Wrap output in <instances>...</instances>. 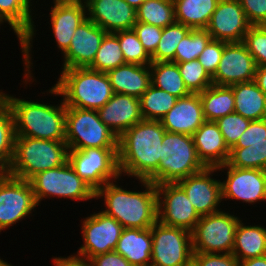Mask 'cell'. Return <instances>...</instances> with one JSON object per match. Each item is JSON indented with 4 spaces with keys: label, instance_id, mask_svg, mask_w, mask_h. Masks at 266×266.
<instances>
[{
    "label": "cell",
    "instance_id": "cell-41",
    "mask_svg": "<svg viewBox=\"0 0 266 266\" xmlns=\"http://www.w3.org/2000/svg\"><path fill=\"white\" fill-rule=\"evenodd\" d=\"M177 65L190 93L199 94L213 84L212 77L198 60L181 62Z\"/></svg>",
    "mask_w": 266,
    "mask_h": 266
},
{
    "label": "cell",
    "instance_id": "cell-39",
    "mask_svg": "<svg viewBox=\"0 0 266 266\" xmlns=\"http://www.w3.org/2000/svg\"><path fill=\"white\" fill-rule=\"evenodd\" d=\"M211 39L212 37L206 29H191L176 47L172 62L197 60Z\"/></svg>",
    "mask_w": 266,
    "mask_h": 266
},
{
    "label": "cell",
    "instance_id": "cell-58",
    "mask_svg": "<svg viewBox=\"0 0 266 266\" xmlns=\"http://www.w3.org/2000/svg\"><path fill=\"white\" fill-rule=\"evenodd\" d=\"M2 90H0V100L2 99Z\"/></svg>",
    "mask_w": 266,
    "mask_h": 266
},
{
    "label": "cell",
    "instance_id": "cell-35",
    "mask_svg": "<svg viewBox=\"0 0 266 266\" xmlns=\"http://www.w3.org/2000/svg\"><path fill=\"white\" fill-rule=\"evenodd\" d=\"M14 119L9 105L0 100V170L7 172L14 155Z\"/></svg>",
    "mask_w": 266,
    "mask_h": 266
},
{
    "label": "cell",
    "instance_id": "cell-49",
    "mask_svg": "<svg viewBox=\"0 0 266 266\" xmlns=\"http://www.w3.org/2000/svg\"><path fill=\"white\" fill-rule=\"evenodd\" d=\"M89 260L92 266H132L129 261L115 250L96 255Z\"/></svg>",
    "mask_w": 266,
    "mask_h": 266
},
{
    "label": "cell",
    "instance_id": "cell-16",
    "mask_svg": "<svg viewBox=\"0 0 266 266\" xmlns=\"http://www.w3.org/2000/svg\"><path fill=\"white\" fill-rule=\"evenodd\" d=\"M81 231L84 244L79 247L76 255L90 259L96 255L114 251L123 226L113 217L98 211L85 217Z\"/></svg>",
    "mask_w": 266,
    "mask_h": 266
},
{
    "label": "cell",
    "instance_id": "cell-51",
    "mask_svg": "<svg viewBox=\"0 0 266 266\" xmlns=\"http://www.w3.org/2000/svg\"><path fill=\"white\" fill-rule=\"evenodd\" d=\"M254 81L257 83L258 87L266 95V66H258L256 68V74Z\"/></svg>",
    "mask_w": 266,
    "mask_h": 266
},
{
    "label": "cell",
    "instance_id": "cell-33",
    "mask_svg": "<svg viewBox=\"0 0 266 266\" xmlns=\"http://www.w3.org/2000/svg\"><path fill=\"white\" fill-rule=\"evenodd\" d=\"M139 99L143 119L160 121L178 98L151 84Z\"/></svg>",
    "mask_w": 266,
    "mask_h": 266
},
{
    "label": "cell",
    "instance_id": "cell-34",
    "mask_svg": "<svg viewBox=\"0 0 266 266\" xmlns=\"http://www.w3.org/2000/svg\"><path fill=\"white\" fill-rule=\"evenodd\" d=\"M236 168L263 170L266 165V142L236 143L227 162Z\"/></svg>",
    "mask_w": 266,
    "mask_h": 266
},
{
    "label": "cell",
    "instance_id": "cell-25",
    "mask_svg": "<svg viewBox=\"0 0 266 266\" xmlns=\"http://www.w3.org/2000/svg\"><path fill=\"white\" fill-rule=\"evenodd\" d=\"M197 156L205 167H219L228 162L230 149L215 121H205L192 135Z\"/></svg>",
    "mask_w": 266,
    "mask_h": 266
},
{
    "label": "cell",
    "instance_id": "cell-13",
    "mask_svg": "<svg viewBox=\"0 0 266 266\" xmlns=\"http://www.w3.org/2000/svg\"><path fill=\"white\" fill-rule=\"evenodd\" d=\"M32 7L29 8L22 0H0V25L7 23L15 33L22 53L24 67L23 83L27 86L32 84L34 79L32 63V45L36 35V25L34 24ZM32 72V73H31ZM32 82V83H30Z\"/></svg>",
    "mask_w": 266,
    "mask_h": 266
},
{
    "label": "cell",
    "instance_id": "cell-9",
    "mask_svg": "<svg viewBox=\"0 0 266 266\" xmlns=\"http://www.w3.org/2000/svg\"><path fill=\"white\" fill-rule=\"evenodd\" d=\"M220 210L201 216L192 233L193 253H232L240 217Z\"/></svg>",
    "mask_w": 266,
    "mask_h": 266
},
{
    "label": "cell",
    "instance_id": "cell-56",
    "mask_svg": "<svg viewBox=\"0 0 266 266\" xmlns=\"http://www.w3.org/2000/svg\"><path fill=\"white\" fill-rule=\"evenodd\" d=\"M29 8L34 5L32 4L33 2H31L32 0H22Z\"/></svg>",
    "mask_w": 266,
    "mask_h": 266
},
{
    "label": "cell",
    "instance_id": "cell-20",
    "mask_svg": "<svg viewBox=\"0 0 266 266\" xmlns=\"http://www.w3.org/2000/svg\"><path fill=\"white\" fill-rule=\"evenodd\" d=\"M106 34L105 30L86 18L76 29L68 50L63 54L61 68L89 67Z\"/></svg>",
    "mask_w": 266,
    "mask_h": 266
},
{
    "label": "cell",
    "instance_id": "cell-30",
    "mask_svg": "<svg viewBox=\"0 0 266 266\" xmlns=\"http://www.w3.org/2000/svg\"><path fill=\"white\" fill-rule=\"evenodd\" d=\"M219 0H173L175 21L191 29H206Z\"/></svg>",
    "mask_w": 266,
    "mask_h": 266
},
{
    "label": "cell",
    "instance_id": "cell-3",
    "mask_svg": "<svg viewBox=\"0 0 266 266\" xmlns=\"http://www.w3.org/2000/svg\"><path fill=\"white\" fill-rule=\"evenodd\" d=\"M2 98L11 109L16 136L65 141L66 106L62 98L57 105L24 100L4 92Z\"/></svg>",
    "mask_w": 266,
    "mask_h": 266
},
{
    "label": "cell",
    "instance_id": "cell-48",
    "mask_svg": "<svg viewBox=\"0 0 266 266\" xmlns=\"http://www.w3.org/2000/svg\"><path fill=\"white\" fill-rule=\"evenodd\" d=\"M258 142H266V119L250 121L248 128L237 141V143Z\"/></svg>",
    "mask_w": 266,
    "mask_h": 266
},
{
    "label": "cell",
    "instance_id": "cell-4",
    "mask_svg": "<svg viewBox=\"0 0 266 266\" xmlns=\"http://www.w3.org/2000/svg\"><path fill=\"white\" fill-rule=\"evenodd\" d=\"M46 92L60 95L66 107L96 111L113 95L107 74L89 67L62 69L57 82Z\"/></svg>",
    "mask_w": 266,
    "mask_h": 266
},
{
    "label": "cell",
    "instance_id": "cell-8",
    "mask_svg": "<svg viewBox=\"0 0 266 266\" xmlns=\"http://www.w3.org/2000/svg\"><path fill=\"white\" fill-rule=\"evenodd\" d=\"M29 182L38 205L52 197L79 202L95 199V191L76 174L68 161L57 168L39 172Z\"/></svg>",
    "mask_w": 266,
    "mask_h": 266
},
{
    "label": "cell",
    "instance_id": "cell-44",
    "mask_svg": "<svg viewBox=\"0 0 266 266\" xmlns=\"http://www.w3.org/2000/svg\"><path fill=\"white\" fill-rule=\"evenodd\" d=\"M226 44V42L211 39L197 59L211 77L218 68Z\"/></svg>",
    "mask_w": 266,
    "mask_h": 266
},
{
    "label": "cell",
    "instance_id": "cell-31",
    "mask_svg": "<svg viewBox=\"0 0 266 266\" xmlns=\"http://www.w3.org/2000/svg\"><path fill=\"white\" fill-rule=\"evenodd\" d=\"M199 95L206 121H216L234 113L235 97L231 86L212 84Z\"/></svg>",
    "mask_w": 266,
    "mask_h": 266
},
{
    "label": "cell",
    "instance_id": "cell-40",
    "mask_svg": "<svg viewBox=\"0 0 266 266\" xmlns=\"http://www.w3.org/2000/svg\"><path fill=\"white\" fill-rule=\"evenodd\" d=\"M118 37L121 50L126 63L138 65H150L151 56L144 49L133 29L114 32Z\"/></svg>",
    "mask_w": 266,
    "mask_h": 266
},
{
    "label": "cell",
    "instance_id": "cell-23",
    "mask_svg": "<svg viewBox=\"0 0 266 266\" xmlns=\"http://www.w3.org/2000/svg\"><path fill=\"white\" fill-rule=\"evenodd\" d=\"M205 121L200 95L195 93L178 98L160 120L167 132L188 135H193Z\"/></svg>",
    "mask_w": 266,
    "mask_h": 266
},
{
    "label": "cell",
    "instance_id": "cell-28",
    "mask_svg": "<svg viewBox=\"0 0 266 266\" xmlns=\"http://www.w3.org/2000/svg\"><path fill=\"white\" fill-rule=\"evenodd\" d=\"M235 97L234 112L253 120L266 119V95L255 81L231 85Z\"/></svg>",
    "mask_w": 266,
    "mask_h": 266
},
{
    "label": "cell",
    "instance_id": "cell-55",
    "mask_svg": "<svg viewBox=\"0 0 266 266\" xmlns=\"http://www.w3.org/2000/svg\"><path fill=\"white\" fill-rule=\"evenodd\" d=\"M0 266H13V265L3 260V258L2 259L0 258Z\"/></svg>",
    "mask_w": 266,
    "mask_h": 266
},
{
    "label": "cell",
    "instance_id": "cell-50",
    "mask_svg": "<svg viewBox=\"0 0 266 266\" xmlns=\"http://www.w3.org/2000/svg\"><path fill=\"white\" fill-rule=\"evenodd\" d=\"M52 262L54 266H92L88 258L72 254L67 257H52Z\"/></svg>",
    "mask_w": 266,
    "mask_h": 266
},
{
    "label": "cell",
    "instance_id": "cell-1",
    "mask_svg": "<svg viewBox=\"0 0 266 266\" xmlns=\"http://www.w3.org/2000/svg\"><path fill=\"white\" fill-rule=\"evenodd\" d=\"M166 130L160 121L141 120L118 138L121 176L148 180L158 169Z\"/></svg>",
    "mask_w": 266,
    "mask_h": 266
},
{
    "label": "cell",
    "instance_id": "cell-22",
    "mask_svg": "<svg viewBox=\"0 0 266 266\" xmlns=\"http://www.w3.org/2000/svg\"><path fill=\"white\" fill-rule=\"evenodd\" d=\"M100 120L119 138L126 130L143 120L140 99L113 93L111 99L98 110Z\"/></svg>",
    "mask_w": 266,
    "mask_h": 266
},
{
    "label": "cell",
    "instance_id": "cell-38",
    "mask_svg": "<svg viewBox=\"0 0 266 266\" xmlns=\"http://www.w3.org/2000/svg\"><path fill=\"white\" fill-rule=\"evenodd\" d=\"M190 31V27L176 21L162 28L161 39L155 52L151 55L152 62L173 61L176 47Z\"/></svg>",
    "mask_w": 266,
    "mask_h": 266
},
{
    "label": "cell",
    "instance_id": "cell-14",
    "mask_svg": "<svg viewBox=\"0 0 266 266\" xmlns=\"http://www.w3.org/2000/svg\"><path fill=\"white\" fill-rule=\"evenodd\" d=\"M217 171L226 173L225 180L221 181L222 201L235 199L248 205L265 203L266 179L263 170L236 168L226 163L217 167Z\"/></svg>",
    "mask_w": 266,
    "mask_h": 266
},
{
    "label": "cell",
    "instance_id": "cell-24",
    "mask_svg": "<svg viewBox=\"0 0 266 266\" xmlns=\"http://www.w3.org/2000/svg\"><path fill=\"white\" fill-rule=\"evenodd\" d=\"M50 10L51 29L57 48L63 55L71 44V39L86 18V5L84 3L52 2Z\"/></svg>",
    "mask_w": 266,
    "mask_h": 266
},
{
    "label": "cell",
    "instance_id": "cell-32",
    "mask_svg": "<svg viewBox=\"0 0 266 266\" xmlns=\"http://www.w3.org/2000/svg\"><path fill=\"white\" fill-rule=\"evenodd\" d=\"M151 83L171 95L180 98L190 94L180 75L177 63L152 62L150 65Z\"/></svg>",
    "mask_w": 266,
    "mask_h": 266
},
{
    "label": "cell",
    "instance_id": "cell-10",
    "mask_svg": "<svg viewBox=\"0 0 266 266\" xmlns=\"http://www.w3.org/2000/svg\"><path fill=\"white\" fill-rule=\"evenodd\" d=\"M68 162L76 174L95 192L107 182L121 177L118 165V148L69 150Z\"/></svg>",
    "mask_w": 266,
    "mask_h": 266
},
{
    "label": "cell",
    "instance_id": "cell-21",
    "mask_svg": "<svg viewBox=\"0 0 266 266\" xmlns=\"http://www.w3.org/2000/svg\"><path fill=\"white\" fill-rule=\"evenodd\" d=\"M87 18L107 33L133 29L136 9L125 0H87Z\"/></svg>",
    "mask_w": 266,
    "mask_h": 266
},
{
    "label": "cell",
    "instance_id": "cell-26",
    "mask_svg": "<svg viewBox=\"0 0 266 266\" xmlns=\"http://www.w3.org/2000/svg\"><path fill=\"white\" fill-rule=\"evenodd\" d=\"M106 74L113 93L140 98L152 84L149 65L126 63L108 71Z\"/></svg>",
    "mask_w": 266,
    "mask_h": 266
},
{
    "label": "cell",
    "instance_id": "cell-46",
    "mask_svg": "<svg viewBox=\"0 0 266 266\" xmlns=\"http://www.w3.org/2000/svg\"><path fill=\"white\" fill-rule=\"evenodd\" d=\"M192 262L196 266H240V261L232 253H193Z\"/></svg>",
    "mask_w": 266,
    "mask_h": 266
},
{
    "label": "cell",
    "instance_id": "cell-53",
    "mask_svg": "<svg viewBox=\"0 0 266 266\" xmlns=\"http://www.w3.org/2000/svg\"><path fill=\"white\" fill-rule=\"evenodd\" d=\"M131 7L137 9L145 0H125Z\"/></svg>",
    "mask_w": 266,
    "mask_h": 266
},
{
    "label": "cell",
    "instance_id": "cell-17",
    "mask_svg": "<svg viewBox=\"0 0 266 266\" xmlns=\"http://www.w3.org/2000/svg\"><path fill=\"white\" fill-rule=\"evenodd\" d=\"M215 172L218 174L216 167H205L177 182L200 217L222 210L221 180L213 177Z\"/></svg>",
    "mask_w": 266,
    "mask_h": 266
},
{
    "label": "cell",
    "instance_id": "cell-11",
    "mask_svg": "<svg viewBox=\"0 0 266 266\" xmlns=\"http://www.w3.org/2000/svg\"><path fill=\"white\" fill-rule=\"evenodd\" d=\"M152 266H188L192 262V233L157 221L151 227Z\"/></svg>",
    "mask_w": 266,
    "mask_h": 266
},
{
    "label": "cell",
    "instance_id": "cell-18",
    "mask_svg": "<svg viewBox=\"0 0 266 266\" xmlns=\"http://www.w3.org/2000/svg\"><path fill=\"white\" fill-rule=\"evenodd\" d=\"M250 26L239 0H219L206 30L214 40L238 43Z\"/></svg>",
    "mask_w": 266,
    "mask_h": 266
},
{
    "label": "cell",
    "instance_id": "cell-57",
    "mask_svg": "<svg viewBox=\"0 0 266 266\" xmlns=\"http://www.w3.org/2000/svg\"><path fill=\"white\" fill-rule=\"evenodd\" d=\"M263 172H264L265 179H266V165H265V167H264V169H263Z\"/></svg>",
    "mask_w": 266,
    "mask_h": 266
},
{
    "label": "cell",
    "instance_id": "cell-6",
    "mask_svg": "<svg viewBox=\"0 0 266 266\" xmlns=\"http://www.w3.org/2000/svg\"><path fill=\"white\" fill-rule=\"evenodd\" d=\"M192 135L165 132L159 167L148 179L155 185L177 183L178 181L203 170Z\"/></svg>",
    "mask_w": 266,
    "mask_h": 266
},
{
    "label": "cell",
    "instance_id": "cell-36",
    "mask_svg": "<svg viewBox=\"0 0 266 266\" xmlns=\"http://www.w3.org/2000/svg\"><path fill=\"white\" fill-rule=\"evenodd\" d=\"M137 21L165 28L175 22L173 0H145L137 9Z\"/></svg>",
    "mask_w": 266,
    "mask_h": 266
},
{
    "label": "cell",
    "instance_id": "cell-43",
    "mask_svg": "<svg viewBox=\"0 0 266 266\" xmlns=\"http://www.w3.org/2000/svg\"><path fill=\"white\" fill-rule=\"evenodd\" d=\"M243 43L258 66H266V25H251Z\"/></svg>",
    "mask_w": 266,
    "mask_h": 266
},
{
    "label": "cell",
    "instance_id": "cell-7",
    "mask_svg": "<svg viewBox=\"0 0 266 266\" xmlns=\"http://www.w3.org/2000/svg\"><path fill=\"white\" fill-rule=\"evenodd\" d=\"M65 142L69 150L118 148V137L98 111L76 107H66Z\"/></svg>",
    "mask_w": 266,
    "mask_h": 266
},
{
    "label": "cell",
    "instance_id": "cell-19",
    "mask_svg": "<svg viewBox=\"0 0 266 266\" xmlns=\"http://www.w3.org/2000/svg\"><path fill=\"white\" fill-rule=\"evenodd\" d=\"M257 65L243 42L227 43L212 82L215 85L231 86L254 81Z\"/></svg>",
    "mask_w": 266,
    "mask_h": 266
},
{
    "label": "cell",
    "instance_id": "cell-45",
    "mask_svg": "<svg viewBox=\"0 0 266 266\" xmlns=\"http://www.w3.org/2000/svg\"><path fill=\"white\" fill-rule=\"evenodd\" d=\"M133 30L136 32L144 49L151 56L155 52L161 39L162 28L152 24L136 21L133 26Z\"/></svg>",
    "mask_w": 266,
    "mask_h": 266
},
{
    "label": "cell",
    "instance_id": "cell-29",
    "mask_svg": "<svg viewBox=\"0 0 266 266\" xmlns=\"http://www.w3.org/2000/svg\"><path fill=\"white\" fill-rule=\"evenodd\" d=\"M240 219L236 230L232 254L239 260L266 255V227L245 225Z\"/></svg>",
    "mask_w": 266,
    "mask_h": 266
},
{
    "label": "cell",
    "instance_id": "cell-37",
    "mask_svg": "<svg viewBox=\"0 0 266 266\" xmlns=\"http://www.w3.org/2000/svg\"><path fill=\"white\" fill-rule=\"evenodd\" d=\"M124 64H126V62L118 37L114 33H107L89 68L107 73Z\"/></svg>",
    "mask_w": 266,
    "mask_h": 266
},
{
    "label": "cell",
    "instance_id": "cell-12",
    "mask_svg": "<svg viewBox=\"0 0 266 266\" xmlns=\"http://www.w3.org/2000/svg\"><path fill=\"white\" fill-rule=\"evenodd\" d=\"M37 206L29 181L7 172L0 174V233L30 218Z\"/></svg>",
    "mask_w": 266,
    "mask_h": 266
},
{
    "label": "cell",
    "instance_id": "cell-54",
    "mask_svg": "<svg viewBox=\"0 0 266 266\" xmlns=\"http://www.w3.org/2000/svg\"><path fill=\"white\" fill-rule=\"evenodd\" d=\"M53 2L86 3L87 0H53Z\"/></svg>",
    "mask_w": 266,
    "mask_h": 266
},
{
    "label": "cell",
    "instance_id": "cell-47",
    "mask_svg": "<svg viewBox=\"0 0 266 266\" xmlns=\"http://www.w3.org/2000/svg\"><path fill=\"white\" fill-rule=\"evenodd\" d=\"M251 25H266V0H239Z\"/></svg>",
    "mask_w": 266,
    "mask_h": 266
},
{
    "label": "cell",
    "instance_id": "cell-5",
    "mask_svg": "<svg viewBox=\"0 0 266 266\" xmlns=\"http://www.w3.org/2000/svg\"><path fill=\"white\" fill-rule=\"evenodd\" d=\"M65 141L16 136L8 174L29 181L34 175L57 168L68 161Z\"/></svg>",
    "mask_w": 266,
    "mask_h": 266
},
{
    "label": "cell",
    "instance_id": "cell-42",
    "mask_svg": "<svg viewBox=\"0 0 266 266\" xmlns=\"http://www.w3.org/2000/svg\"><path fill=\"white\" fill-rule=\"evenodd\" d=\"M250 121L234 112L217 119L215 123L220 129L226 145L231 149L237 143L241 134L248 128Z\"/></svg>",
    "mask_w": 266,
    "mask_h": 266
},
{
    "label": "cell",
    "instance_id": "cell-2",
    "mask_svg": "<svg viewBox=\"0 0 266 266\" xmlns=\"http://www.w3.org/2000/svg\"><path fill=\"white\" fill-rule=\"evenodd\" d=\"M120 179L107 182L95 192L96 200H104L106 208H101L102 212L123 228H151L158 221L156 185L148 180H137L145 190L131 191L119 186Z\"/></svg>",
    "mask_w": 266,
    "mask_h": 266
},
{
    "label": "cell",
    "instance_id": "cell-15",
    "mask_svg": "<svg viewBox=\"0 0 266 266\" xmlns=\"http://www.w3.org/2000/svg\"><path fill=\"white\" fill-rule=\"evenodd\" d=\"M158 221L192 232L200 216L178 183L156 185Z\"/></svg>",
    "mask_w": 266,
    "mask_h": 266
},
{
    "label": "cell",
    "instance_id": "cell-52",
    "mask_svg": "<svg viewBox=\"0 0 266 266\" xmlns=\"http://www.w3.org/2000/svg\"><path fill=\"white\" fill-rule=\"evenodd\" d=\"M240 266H266V255L242 260Z\"/></svg>",
    "mask_w": 266,
    "mask_h": 266
},
{
    "label": "cell",
    "instance_id": "cell-59",
    "mask_svg": "<svg viewBox=\"0 0 266 266\" xmlns=\"http://www.w3.org/2000/svg\"><path fill=\"white\" fill-rule=\"evenodd\" d=\"M188 266H196L193 262H191Z\"/></svg>",
    "mask_w": 266,
    "mask_h": 266
},
{
    "label": "cell",
    "instance_id": "cell-27",
    "mask_svg": "<svg viewBox=\"0 0 266 266\" xmlns=\"http://www.w3.org/2000/svg\"><path fill=\"white\" fill-rule=\"evenodd\" d=\"M152 246L151 228H123L115 251L132 266H149Z\"/></svg>",
    "mask_w": 266,
    "mask_h": 266
}]
</instances>
